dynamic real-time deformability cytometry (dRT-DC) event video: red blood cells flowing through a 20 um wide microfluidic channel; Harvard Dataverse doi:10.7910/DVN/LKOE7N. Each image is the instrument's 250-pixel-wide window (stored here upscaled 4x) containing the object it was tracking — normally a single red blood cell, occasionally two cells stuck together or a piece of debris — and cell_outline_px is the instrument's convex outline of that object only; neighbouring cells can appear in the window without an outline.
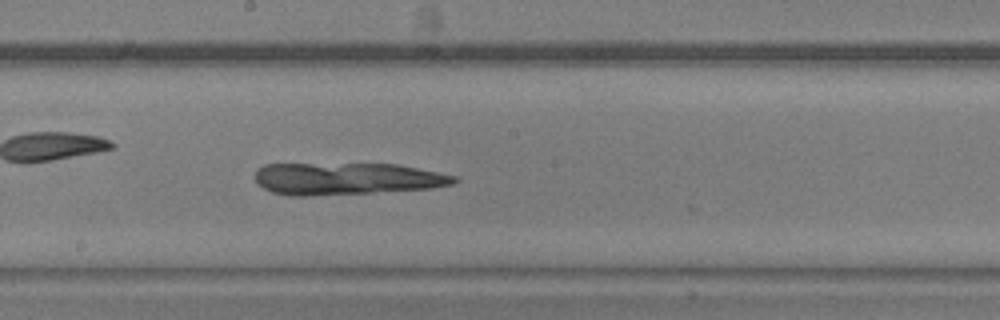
{"species": "common noctule bat (a hibernating species)", "species_latin": "Nyctalus noctula", "temperature_condition": "warm", "stored_images_in_passage": 26, "camera_frame_rate_fps": 3000, "um_per_image_px": 0.085, "animal": {"sex": "male", "body_mass_g": 20.5, "forearm_length_mm": 52.5}, "frame": {"image": 1, "passage_image": 25, "time_ms": 8.0, "image_size_px": [1000, 320], "cell_outline_px": [[460, 180], [456, 184], [432, 188], [372, 192], [308, 196], [292, 196], [272, 192], [256, 184], [256, 168], [264, 164], [396, 164], [456, 176]], "centroid_in_image_um": [29.45, 15.19], "position_along_channel_um": 218.7, "area_um2": 37.17}}